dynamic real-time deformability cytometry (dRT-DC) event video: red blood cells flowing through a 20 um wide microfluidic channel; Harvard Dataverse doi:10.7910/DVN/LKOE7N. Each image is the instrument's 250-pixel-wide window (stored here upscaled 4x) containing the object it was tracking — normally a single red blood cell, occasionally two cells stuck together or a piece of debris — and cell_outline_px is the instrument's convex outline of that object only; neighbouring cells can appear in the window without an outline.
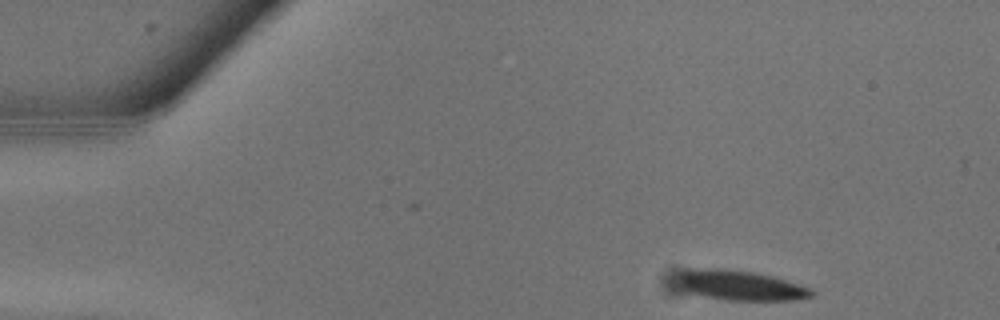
{"species": "common noctule bat (a hibernating species)", "species_latin": "Nyctalus noctula", "temperature_condition": "warm", "stored_images_in_passage": 9, "camera_frame_rate_fps": 3000, "um_per_image_px": 0.085, "animal": {"sex": "male", "body_mass_g": 13.3}, "frame": {"image": 1, "passage_image": 1, "time_ms": 0.0, "image_size_px": [1000, 320], "cell_outline_px": [[816, 296], [796, 300], [728, 300], [704, 296], [684, 292], [680, 288], [680, 272], [688, 268], [712, 268], [752, 272], [772, 276], [812, 288]], "centroid_in_image_um": [62.95, 24.27], "position_along_channel_um": 22.1, "area_um2": 23.35}}
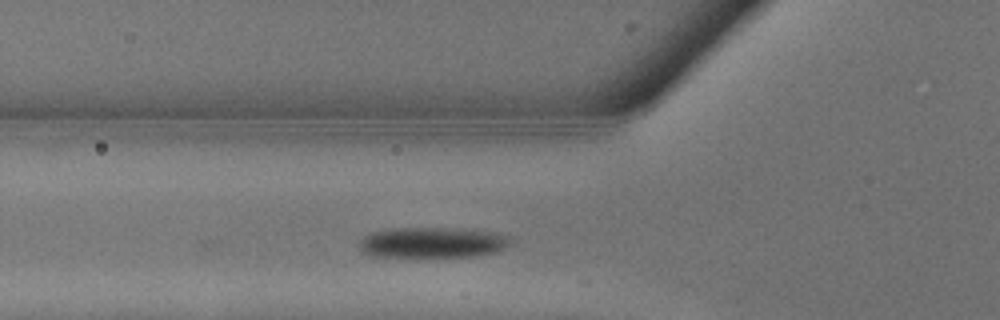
{"frame": {"image": 2, "passage_image": 7, "time_ms": 2.0, "image_size_px": [1000, 320], "cell_outline_px": [[508, 244], [504, 248], [492, 252], [472, 256], [368, 256], [360, 248], [360, 240], [364, 236], [372, 232], [388, 228], [456, 228], [488, 232], [504, 236], [508, 240]], "centroid_in_image_um": [36.63, 20.6], "position_along_channel_um": 89.2, "area_um2": 26.3}}
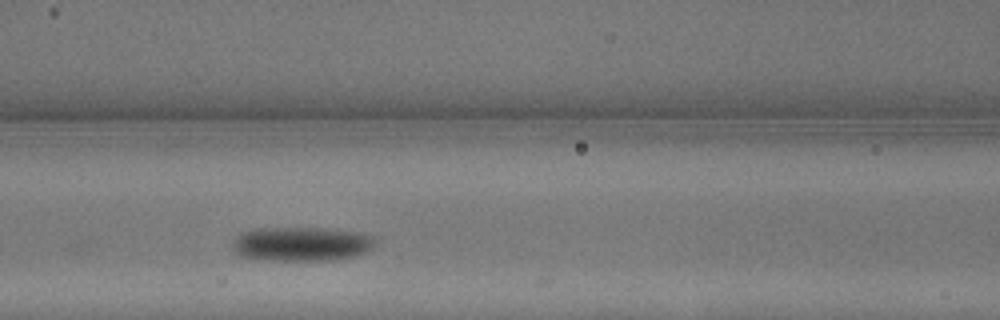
{"frame": {"image": 3, "passage_image": 9, "time_ms": 2.667, "image_size_px": [1000, 320], "cell_outline_px": [[376, 240], [372, 248], [368, 252], [356, 256], [332, 260], [264, 260], [240, 256], [236, 252], [232, 244], [236, 236], [240, 232], [260, 228], [316, 228], [360, 232], [372, 236]], "centroid_in_image_um": [25.64, 20.74], "position_along_channel_um": 141.0, "area_um2": 28.55}}